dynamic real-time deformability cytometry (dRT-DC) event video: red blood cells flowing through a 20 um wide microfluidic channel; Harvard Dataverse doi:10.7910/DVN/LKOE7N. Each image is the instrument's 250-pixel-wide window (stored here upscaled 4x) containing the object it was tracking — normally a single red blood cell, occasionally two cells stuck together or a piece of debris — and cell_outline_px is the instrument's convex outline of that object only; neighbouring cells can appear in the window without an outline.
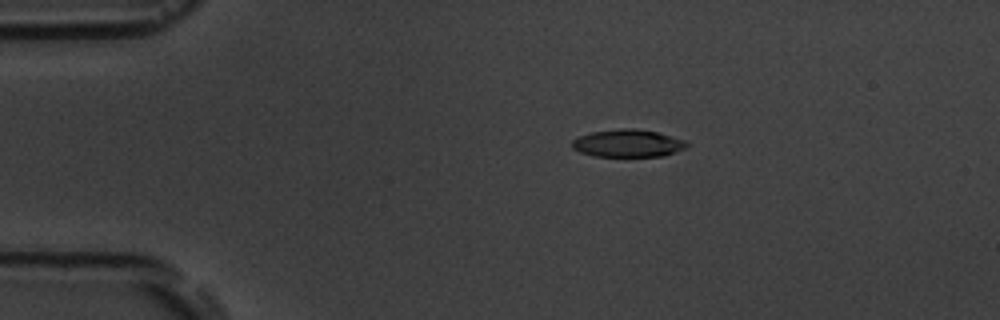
{"species": "common noctule bat (a hibernating species)", "species_latin": "Nyctalus noctula", "temperature_condition": "room temperature", "stored_images_in_passage": 13, "camera_frame_rate_fps": 3000, "um_per_image_px": 0.085, "animal": {"sex": "male", "body_mass_g": 19.5, "forearm_length_mm": 54.6}, "frame": {"image": 1, "passage_image": 1, "time_ms": 0.0, "image_size_px": [1000, 320], "cell_outline_px": [[688, 148], [664, 156], [592, 156], [580, 152], [572, 148], [572, 140], [580, 136], [592, 132], [620, 128], [632, 128], [656, 132], [688, 140]], "centroid_in_image_um": [53.41, 12.18], "position_along_channel_um": 31.6, "area_um2": 18.55}}
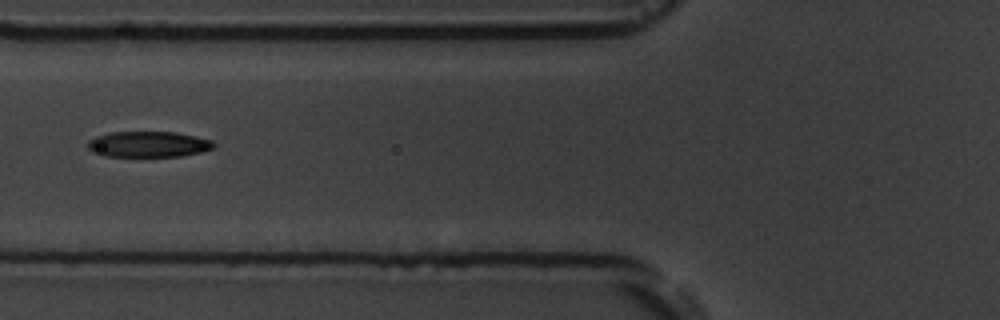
{"frame": {"image": 2, "passage_image": 4, "time_ms": 3.667, "image_size_px": [1000, 320], "cell_outline_px": [[216, 148], [200, 152], [180, 156], [104, 156], [92, 152], [88, 148], [88, 140], [96, 136], [108, 132], [176, 132], [196, 136], [212, 140], [216, 144]], "centroid_in_image_um": [12.62, 12.26], "position_along_channel_um": 113.2, "area_um2": 19.07}}
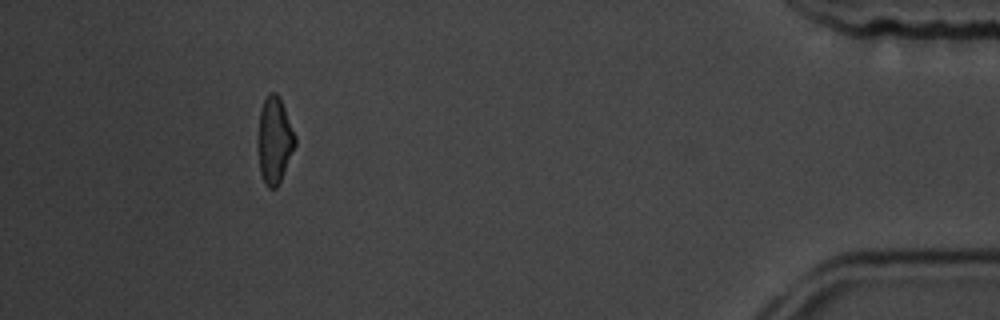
{"frame": {"image": 3, "passage_image": 12, "time_ms": 13.667, "image_size_px": [1000, 320], "cell_outline_px": [[296, 144], [280, 180], [276, 188], [268, 188], [264, 184], [260, 172], [256, 144], [256, 140], [260, 108], [268, 92], [276, 92], [280, 96], [296, 136]], "centroid_in_image_um": [23.29, 11.88], "position_along_channel_um": 411.9, "area_um2": 19.19}, "authors_computed_cell_mechanics": {"area_um2": 19.1896, "velocity_mm_per_s": 3.5992, "shape_relaxation_time_tau1_ms": 2.2658, "shape_relaxation_time_tau2_ms": 2.3173, "deformation_change_tau1": 0.13, "deformation_change_tau2": 0.0864}}